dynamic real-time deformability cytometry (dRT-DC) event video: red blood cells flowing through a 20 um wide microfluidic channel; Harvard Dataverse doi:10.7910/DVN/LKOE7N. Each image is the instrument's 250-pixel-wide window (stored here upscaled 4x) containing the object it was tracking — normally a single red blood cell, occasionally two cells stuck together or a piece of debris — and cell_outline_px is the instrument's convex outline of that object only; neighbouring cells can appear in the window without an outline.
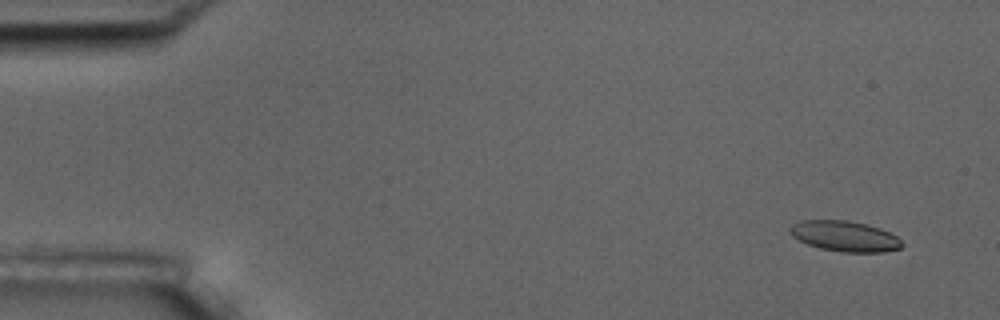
{"species": "common noctule bat (a hibernating species)", "species_latin": "Nyctalus noctula", "temperature_condition": "room temperature", "stored_images_in_passage": 4, "camera_frame_rate_fps": 3000, "um_per_image_px": 0.085, "animal": {"sex": "male", "body_mass_g": 17.5, "forearm_length_mm": 52.3}, "frame": {"image": 1, "passage_image": 1, "time_ms": 0.0, "image_size_px": [1000, 320], "cell_outline_px": [[904, 244], [900, 248], [884, 252], [840, 252], [820, 248], [808, 244], [792, 236], [788, 232], [788, 228], [792, 224], [800, 220], [848, 220], [868, 224], [880, 228], [896, 236]], "centroid_in_image_um": [71.78, 20.07], "position_along_channel_um": 13.2, "area_um2": 20.06}}
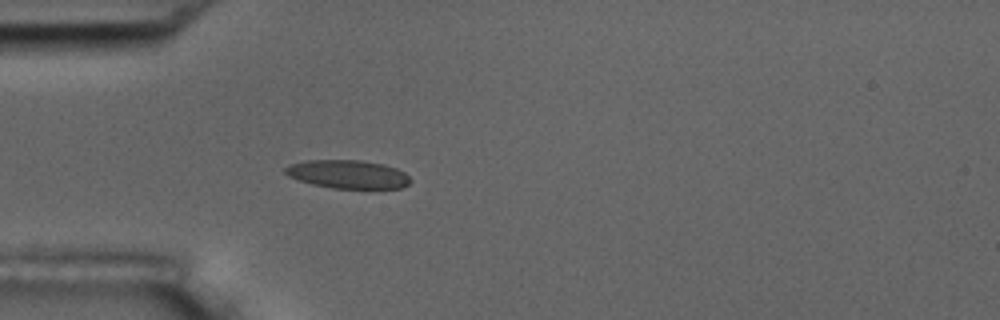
{"frame": {"image": 2, "passage_image": 4, "time_ms": 1.0, "image_size_px": [1000, 320], "cell_outline_px": [[412, 180], [408, 184], [400, 188], [332, 188], [312, 184], [288, 176], [284, 172], [284, 168], [288, 164], [308, 160], [360, 160], [384, 164], [396, 168], [404, 172]], "centroid_in_image_um": [29.55, 14.8], "position_along_channel_um": 55.4, "area_um2": 20.69}}